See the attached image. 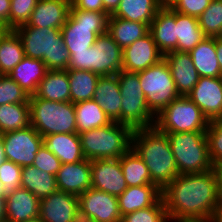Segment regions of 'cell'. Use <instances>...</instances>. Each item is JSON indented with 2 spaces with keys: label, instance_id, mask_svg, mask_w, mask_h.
<instances>
[{
  "label": "cell",
  "instance_id": "cell-48",
  "mask_svg": "<svg viewBox=\"0 0 222 222\" xmlns=\"http://www.w3.org/2000/svg\"><path fill=\"white\" fill-rule=\"evenodd\" d=\"M172 222H214V221L212 216H194V217L177 218Z\"/></svg>",
  "mask_w": 222,
  "mask_h": 222
},
{
  "label": "cell",
  "instance_id": "cell-30",
  "mask_svg": "<svg viewBox=\"0 0 222 222\" xmlns=\"http://www.w3.org/2000/svg\"><path fill=\"white\" fill-rule=\"evenodd\" d=\"M150 32L149 25L109 15L107 33L120 48L131 45Z\"/></svg>",
  "mask_w": 222,
  "mask_h": 222
},
{
  "label": "cell",
  "instance_id": "cell-22",
  "mask_svg": "<svg viewBox=\"0 0 222 222\" xmlns=\"http://www.w3.org/2000/svg\"><path fill=\"white\" fill-rule=\"evenodd\" d=\"M40 199L29 190L20 187L6 196L7 222H26L39 217Z\"/></svg>",
  "mask_w": 222,
  "mask_h": 222
},
{
  "label": "cell",
  "instance_id": "cell-34",
  "mask_svg": "<svg viewBox=\"0 0 222 222\" xmlns=\"http://www.w3.org/2000/svg\"><path fill=\"white\" fill-rule=\"evenodd\" d=\"M70 84V101L75 104L91 100L100 76L92 71L67 70Z\"/></svg>",
  "mask_w": 222,
  "mask_h": 222
},
{
  "label": "cell",
  "instance_id": "cell-13",
  "mask_svg": "<svg viewBox=\"0 0 222 222\" xmlns=\"http://www.w3.org/2000/svg\"><path fill=\"white\" fill-rule=\"evenodd\" d=\"M78 202L84 222H122L117 196L91 187L78 196Z\"/></svg>",
  "mask_w": 222,
  "mask_h": 222
},
{
  "label": "cell",
  "instance_id": "cell-60",
  "mask_svg": "<svg viewBox=\"0 0 222 222\" xmlns=\"http://www.w3.org/2000/svg\"><path fill=\"white\" fill-rule=\"evenodd\" d=\"M74 222H84V221L80 218V219H78V220H76Z\"/></svg>",
  "mask_w": 222,
  "mask_h": 222
},
{
  "label": "cell",
  "instance_id": "cell-15",
  "mask_svg": "<svg viewBox=\"0 0 222 222\" xmlns=\"http://www.w3.org/2000/svg\"><path fill=\"white\" fill-rule=\"evenodd\" d=\"M91 187L120 196L128 188L120 158L91 160Z\"/></svg>",
  "mask_w": 222,
  "mask_h": 222
},
{
  "label": "cell",
  "instance_id": "cell-32",
  "mask_svg": "<svg viewBox=\"0 0 222 222\" xmlns=\"http://www.w3.org/2000/svg\"><path fill=\"white\" fill-rule=\"evenodd\" d=\"M74 107L77 134L112 123L107 114L93 99L75 103Z\"/></svg>",
  "mask_w": 222,
  "mask_h": 222
},
{
  "label": "cell",
  "instance_id": "cell-56",
  "mask_svg": "<svg viewBox=\"0 0 222 222\" xmlns=\"http://www.w3.org/2000/svg\"><path fill=\"white\" fill-rule=\"evenodd\" d=\"M8 31L3 23L0 22V37Z\"/></svg>",
  "mask_w": 222,
  "mask_h": 222
},
{
  "label": "cell",
  "instance_id": "cell-9",
  "mask_svg": "<svg viewBox=\"0 0 222 222\" xmlns=\"http://www.w3.org/2000/svg\"><path fill=\"white\" fill-rule=\"evenodd\" d=\"M121 103V124L133 130L154 126L155 115L146 104L138 73L121 70L117 74Z\"/></svg>",
  "mask_w": 222,
  "mask_h": 222
},
{
  "label": "cell",
  "instance_id": "cell-39",
  "mask_svg": "<svg viewBox=\"0 0 222 222\" xmlns=\"http://www.w3.org/2000/svg\"><path fill=\"white\" fill-rule=\"evenodd\" d=\"M122 222H171L162 197L153 205L122 217Z\"/></svg>",
  "mask_w": 222,
  "mask_h": 222
},
{
  "label": "cell",
  "instance_id": "cell-21",
  "mask_svg": "<svg viewBox=\"0 0 222 222\" xmlns=\"http://www.w3.org/2000/svg\"><path fill=\"white\" fill-rule=\"evenodd\" d=\"M150 33L159 51L165 55L177 51L176 11L162 7L149 26Z\"/></svg>",
  "mask_w": 222,
  "mask_h": 222
},
{
  "label": "cell",
  "instance_id": "cell-41",
  "mask_svg": "<svg viewBox=\"0 0 222 222\" xmlns=\"http://www.w3.org/2000/svg\"><path fill=\"white\" fill-rule=\"evenodd\" d=\"M28 95L11 77L0 74V105L29 103Z\"/></svg>",
  "mask_w": 222,
  "mask_h": 222
},
{
  "label": "cell",
  "instance_id": "cell-38",
  "mask_svg": "<svg viewBox=\"0 0 222 222\" xmlns=\"http://www.w3.org/2000/svg\"><path fill=\"white\" fill-rule=\"evenodd\" d=\"M197 19L206 37H217L222 28V0H211Z\"/></svg>",
  "mask_w": 222,
  "mask_h": 222
},
{
  "label": "cell",
  "instance_id": "cell-28",
  "mask_svg": "<svg viewBox=\"0 0 222 222\" xmlns=\"http://www.w3.org/2000/svg\"><path fill=\"white\" fill-rule=\"evenodd\" d=\"M189 53L200 77H222L215 50V37H206Z\"/></svg>",
  "mask_w": 222,
  "mask_h": 222
},
{
  "label": "cell",
  "instance_id": "cell-7",
  "mask_svg": "<svg viewBox=\"0 0 222 222\" xmlns=\"http://www.w3.org/2000/svg\"><path fill=\"white\" fill-rule=\"evenodd\" d=\"M169 138L179 174H199L213 170L206 132L165 133Z\"/></svg>",
  "mask_w": 222,
  "mask_h": 222
},
{
  "label": "cell",
  "instance_id": "cell-50",
  "mask_svg": "<svg viewBox=\"0 0 222 222\" xmlns=\"http://www.w3.org/2000/svg\"><path fill=\"white\" fill-rule=\"evenodd\" d=\"M215 50L222 74V40L215 37Z\"/></svg>",
  "mask_w": 222,
  "mask_h": 222
},
{
  "label": "cell",
  "instance_id": "cell-46",
  "mask_svg": "<svg viewBox=\"0 0 222 222\" xmlns=\"http://www.w3.org/2000/svg\"><path fill=\"white\" fill-rule=\"evenodd\" d=\"M83 11L107 12L102 0H71V7Z\"/></svg>",
  "mask_w": 222,
  "mask_h": 222
},
{
  "label": "cell",
  "instance_id": "cell-42",
  "mask_svg": "<svg viewBox=\"0 0 222 222\" xmlns=\"http://www.w3.org/2000/svg\"><path fill=\"white\" fill-rule=\"evenodd\" d=\"M37 1L38 0H11L9 30H14L29 21Z\"/></svg>",
  "mask_w": 222,
  "mask_h": 222
},
{
  "label": "cell",
  "instance_id": "cell-11",
  "mask_svg": "<svg viewBox=\"0 0 222 222\" xmlns=\"http://www.w3.org/2000/svg\"><path fill=\"white\" fill-rule=\"evenodd\" d=\"M137 73L147 107L155 116L173 100L180 97L170 69L164 59L156 65Z\"/></svg>",
  "mask_w": 222,
  "mask_h": 222
},
{
  "label": "cell",
  "instance_id": "cell-31",
  "mask_svg": "<svg viewBox=\"0 0 222 222\" xmlns=\"http://www.w3.org/2000/svg\"><path fill=\"white\" fill-rule=\"evenodd\" d=\"M21 187L42 199L56 192V176L31 166L22 167Z\"/></svg>",
  "mask_w": 222,
  "mask_h": 222
},
{
  "label": "cell",
  "instance_id": "cell-4",
  "mask_svg": "<svg viewBox=\"0 0 222 222\" xmlns=\"http://www.w3.org/2000/svg\"><path fill=\"white\" fill-rule=\"evenodd\" d=\"M134 130L124 124H111L79 133L82 153L87 160L117 159L132 148Z\"/></svg>",
  "mask_w": 222,
  "mask_h": 222
},
{
  "label": "cell",
  "instance_id": "cell-35",
  "mask_svg": "<svg viewBox=\"0 0 222 222\" xmlns=\"http://www.w3.org/2000/svg\"><path fill=\"white\" fill-rule=\"evenodd\" d=\"M25 57L22 42L13 30L0 37V74L8 75Z\"/></svg>",
  "mask_w": 222,
  "mask_h": 222
},
{
  "label": "cell",
  "instance_id": "cell-40",
  "mask_svg": "<svg viewBox=\"0 0 222 222\" xmlns=\"http://www.w3.org/2000/svg\"><path fill=\"white\" fill-rule=\"evenodd\" d=\"M209 157L214 168L222 165V118L209 121L206 130Z\"/></svg>",
  "mask_w": 222,
  "mask_h": 222
},
{
  "label": "cell",
  "instance_id": "cell-17",
  "mask_svg": "<svg viewBox=\"0 0 222 222\" xmlns=\"http://www.w3.org/2000/svg\"><path fill=\"white\" fill-rule=\"evenodd\" d=\"M164 58L151 33L136 40L123 49L122 70L140 72L156 65Z\"/></svg>",
  "mask_w": 222,
  "mask_h": 222
},
{
  "label": "cell",
  "instance_id": "cell-33",
  "mask_svg": "<svg viewBox=\"0 0 222 222\" xmlns=\"http://www.w3.org/2000/svg\"><path fill=\"white\" fill-rule=\"evenodd\" d=\"M177 51L190 52L206 38L197 17L176 12Z\"/></svg>",
  "mask_w": 222,
  "mask_h": 222
},
{
  "label": "cell",
  "instance_id": "cell-55",
  "mask_svg": "<svg viewBox=\"0 0 222 222\" xmlns=\"http://www.w3.org/2000/svg\"><path fill=\"white\" fill-rule=\"evenodd\" d=\"M176 0H158L162 7H171Z\"/></svg>",
  "mask_w": 222,
  "mask_h": 222
},
{
  "label": "cell",
  "instance_id": "cell-53",
  "mask_svg": "<svg viewBox=\"0 0 222 222\" xmlns=\"http://www.w3.org/2000/svg\"><path fill=\"white\" fill-rule=\"evenodd\" d=\"M219 179V198L222 201V165L215 168Z\"/></svg>",
  "mask_w": 222,
  "mask_h": 222
},
{
  "label": "cell",
  "instance_id": "cell-1",
  "mask_svg": "<svg viewBox=\"0 0 222 222\" xmlns=\"http://www.w3.org/2000/svg\"><path fill=\"white\" fill-rule=\"evenodd\" d=\"M170 221L182 217L212 216L220 203L215 168L199 174H179L162 191Z\"/></svg>",
  "mask_w": 222,
  "mask_h": 222
},
{
  "label": "cell",
  "instance_id": "cell-5",
  "mask_svg": "<svg viewBox=\"0 0 222 222\" xmlns=\"http://www.w3.org/2000/svg\"><path fill=\"white\" fill-rule=\"evenodd\" d=\"M108 12L83 11L70 8L69 16L61 27L64 45L69 54L88 50L99 35L107 32Z\"/></svg>",
  "mask_w": 222,
  "mask_h": 222
},
{
  "label": "cell",
  "instance_id": "cell-58",
  "mask_svg": "<svg viewBox=\"0 0 222 222\" xmlns=\"http://www.w3.org/2000/svg\"><path fill=\"white\" fill-rule=\"evenodd\" d=\"M26 222H43L39 217L35 218V219H31V220H28Z\"/></svg>",
  "mask_w": 222,
  "mask_h": 222
},
{
  "label": "cell",
  "instance_id": "cell-59",
  "mask_svg": "<svg viewBox=\"0 0 222 222\" xmlns=\"http://www.w3.org/2000/svg\"><path fill=\"white\" fill-rule=\"evenodd\" d=\"M216 38L222 40V28H221L220 33L217 35Z\"/></svg>",
  "mask_w": 222,
  "mask_h": 222
},
{
  "label": "cell",
  "instance_id": "cell-19",
  "mask_svg": "<svg viewBox=\"0 0 222 222\" xmlns=\"http://www.w3.org/2000/svg\"><path fill=\"white\" fill-rule=\"evenodd\" d=\"M56 184L59 191L80 196L91 188V161L61 164L56 174Z\"/></svg>",
  "mask_w": 222,
  "mask_h": 222
},
{
  "label": "cell",
  "instance_id": "cell-6",
  "mask_svg": "<svg viewBox=\"0 0 222 222\" xmlns=\"http://www.w3.org/2000/svg\"><path fill=\"white\" fill-rule=\"evenodd\" d=\"M123 49L106 32L88 50L70 55L68 70L92 71L99 76L116 75L122 70Z\"/></svg>",
  "mask_w": 222,
  "mask_h": 222
},
{
  "label": "cell",
  "instance_id": "cell-52",
  "mask_svg": "<svg viewBox=\"0 0 222 222\" xmlns=\"http://www.w3.org/2000/svg\"><path fill=\"white\" fill-rule=\"evenodd\" d=\"M212 217L214 222H222V201H220L217 208L214 210Z\"/></svg>",
  "mask_w": 222,
  "mask_h": 222
},
{
  "label": "cell",
  "instance_id": "cell-45",
  "mask_svg": "<svg viewBox=\"0 0 222 222\" xmlns=\"http://www.w3.org/2000/svg\"><path fill=\"white\" fill-rule=\"evenodd\" d=\"M211 0H176L171 8L181 14L199 17Z\"/></svg>",
  "mask_w": 222,
  "mask_h": 222
},
{
  "label": "cell",
  "instance_id": "cell-3",
  "mask_svg": "<svg viewBox=\"0 0 222 222\" xmlns=\"http://www.w3.org/2000/svg\"><path fill=\"white\" fill-rule=\"evenodd\" d=\"M13 31L20 38L26 57L42 60L47 70H68L70 54L64 45L61 29L24 24Z\"/></svg>",
  "mask_w": 222,
  "mask_h": 222
},
{
  "label": "cell",
  "instance_id": "cell-29",
  "mask_svg": "<svg viewBox=\"0 0 222 222\" xmlns=\"http://www.w3.org/2000/svg\"><path fill=\"white\" fill-rule=\"evenodd\" d=\"M161 8L158 0H121L111 16L150 26Z\"/></svg>",
  "mask_w": 222,
  "mask_h": 222
},
{
  "label": "cell",
  "instance_id": "cell-36",
  "mask_svg": "<svg viewBox=\"0 0 222 222\" xmlns=\"http://www.w3.org/2000/svg\"><path fill=\"white\" fill-rule=\"evenodd\" d=\"M29 103L0 105V134L30 126Z\"/></svg>",
  "mask_w": 222,
  "mask_h": 222
},
{
  "label": "cell",
  "instance_id": "cell-2",
  "mask_svg": "<svg viewBox=\"0 0 222 222\" xmlns=\"http://www.w3.org/2000/svg\"><path fill=\"white\" fill-rule=\"evenodd\" d=\"M132 149L144 161L152 183L161 191L179 175L167 134L154 126L134 130Z\"/></svg>",
  "mask_w": 222,
  "mask_h": 222
},
{
  "label": "cell",
  "instance_id": "cell-20",
  "mask_svg": "<svg viewBox=\"0 0 222 222\" xmlns=\"http://www.w3.org/2000/svg\"><path fill=\"white\" fill-rule=\"evenodd\" d=\"M70 7L71 0H38L26 25L61 29L67 21Z\"/></svg>",
  "mask_w": 222,
  "mask_h": 222
},
{
  "label": "cell",
  "instance_id": "cell-44",
  "mask_svg": "<svg viewBox=\"0 0 222 222\" xmlns=\"http://www.w3.org/2000/svg\"><path fill=\"white\" fill-rule=\"evenodd\" d=\"M61 164V161L53 153L49 152L43 144L36 153L33 162L34 167L54 176H56Z\"/></svg>",
  "mask_w": 222,
  "mask_h": 222
},
{
  "label": "cell",
  "instance_id": "cell-26",
  "mask_svg": "<svg viewBox=\"0 0 222 222\" xmlns=\"http://www.w3.org/2000/svg\"><path fill=\"white\" fill-rule=\"evenodd\" d=\"M30 98L70 102V84L67 70H47L38 85L36 93Z\"/></svg>",
  "mask_w": 222,
  "mask_h": 222
},
{
  "label": "cell",
  "instance_id": "cell-49",
  "mask_svg": "<svg viewBox=\"0 0 222 222\" xmlns=\"http://www.w3.org/2000/svg\"><path fill=\"white\" fill-rule=\"evenodd\" d=\"M104 9L111 15L119 5L121 0H102Z\"/></svg>",
  "mask_w": 222,
  "mask_h": 222
},
{
  "label": "cell",
  "instance_id": "cell-16",
  "mask_svg": "<svg viewBox=\"0 0 222 222\" xmlns=\"http://www.w3.org/2000/svg\"><path fill=\"white\" fill-rule=\"evenodd\" d=\"M39 218L43 222H74L80 219L78 196L57 190L40 199Z\"/></svg>",
  "mask_w": 222,
  "mask_h": 222
},
{
  "label": "cell",
  "instance_id": "cell-57",
  "mask_svg": "<svg viewBox=\"0 0 222 222\" xmlns=\"http://www.w3.org/2000/svg\"><path fill=\"white\" fill-rule=\"evenodd\" d=\"M0 196H6L4 192V185L2 184L1 181H0Z\"/></svg>",
  "mask_w": 222,
  "mask_h": 222
},
{
  "label": "cell",
  "instance_id": "cell-18",
  "mask_svg": "<svg viewBox=\"0 0 222 222\" xmlns=\"http://www.w3.org/2000/svg\"><path fill=\"white\" fill-rule=\"evenodd\" d=\"M170 69L180 96H187L199 81V74L194 67L189 52L171 51L163 58Z\"/></svg>",
  "mask_w": 222,
  "mask_h": 222
},
{
  "label": "cell",
  "instance_id": "cell-51",
  "mask_svg": "<svg viewBox=\"0 0 222 222\" xmlns=\"http://www.w3.org/2000/svg\"><path fill=\"white\" fill-rule=\"evenodd\" d=\"M5 209H6V196H0V222L6 221Z\"/></svg>",
  "mask_w": 222,
  "mask_h": 222
},
{
  "label": "cell",
  "instance_id": "cell-14",
  "mask_svg": "<svg viewBox=\"0 0 222 222\" xmlns=\"http://www.w3.org/2000/svg\"><path fill=\"white\" fill-rule=\"evenodd\" d=\"M187 97L209 121L222 118V77H200Z\"/></svg>",
  "mask_w": 222,
  "mask_h": 222
},
{
  "label": "cell",
  "instance_id": "cell-24",
  "mask_svg": "<svg viewBox=\"0 0 222 222\" xmlns=\"http://www.w3.org/2000/svg\"><path fill=\"white\" fill-rule=\"evenodd\" d=\"M44 147L53 153L62 164L84 160L81 141L77 133L51 134L43 137Z\"/></svg>",
  "mask_w": 222,
  "mask_h": 222
},
{
  "label": "cell",
  "instance_id": "cell-43",
  "mask_svg": "<svg viewBox=\"0 0 222 222\" xmlns=\"http://www.w3.org/2000/svg\"><path fill=\"white\" fill-rule=\"evenodd\" d=\"M21 171L22 167L12 161L4 160L0 164V181L6 196L21 187Z\"/></svg>",
  "mask_w": 222,
  "mask_h": 222
},
{
  "label": "cell",
  "instance_id": "cell-10",
  "mask_svg": "<svg viewBox=\"0 0 222 222\" xmlns=\"http://www.w3.org/2000/svg\"><path fill=\"white\" fill-rule=\"evenodd\" d=\"M209 120L187 96H180L156 116L154 127L162 133L206 132Z\"/></svg>",
  "mask_w": 222,
  "mask_h": 222
},
{
  "label": "cell",
  "instance_id": "cell-47",
  "mask_svg": "<svg viewBox=\"0 0 222 222\" xmlns=\"http://www.w3.org/2000/svg\"><path fill=\"white\" fill-rule=\"evenodd\" d=\"M11 8V0H0V22L9 30V13Z\"/></svg>",
  "mask_w": 222,
  "mask_h": 222
},
{
  "label": "cell",
  "instance_id": "cell-27",
  "mask_svg": "<svg viewBox=\"0 0 222 222\" xmlns=\"http://www.w3.org/2000/svg\"><path fill=\"white\" fill-rule=\"evenodd\" d=\"M47 68L39 59L24 57L8 74L28 95L36 93L40 81L44 78Z\"/></svg>",
  "mask_w": 222,
  "mask_h": 222
},
{
  "label": "cell",
  "instance_id": "cell-12",
  "mask_svg": "<svg viewBox=\"0 0 222 222\" xmlns=\"http://www.w3.org/2000/svg\"><path fill=\"white\" fill-rule=\"evenodd\" d=\"M5 160L25 167L33 165L36 153L43 144V137L32 127L1 134Z\"/></svg>",
  "mask_w": 222,
  "mask_h": 222
},
{
  "label": "cell",
  "instance_id": "cell-54",
  "mask_svg": "<svg viewBox=\"0 0 222 222\" xmlns=\"http://www.w3.org/2000/svg\"><path fill=\"white\" fill-rule=\"evenodd\" d=\"M5 160L3 140L0 134V164Z\"/></svg>",
  "mask_w": 222,
  "mask_h": 222
},
{
  "label": "cell",
  "instance_id": "cell-37",
  "mask_svg": "<svg viewBox=\"0 0 222 222\" xmlns=\"http://www.w3.org/2000/svg\"><path fill=\"white\" fill-rule=\"evenodd\" d=\"M120 164L128 187L153 184L147 166L132 148L123 154Z\"/></svg>",
  "mask_w": 222,
  "mask_h": 222
},
{
  "label": "cell",
  "instance_id": "cell-8",
  "mask_svg": "<svg viewBox=\"0 0 222 222\" xmlns=\"http://www.w3.org/2000/svg\"><path fill=\"white\" fill-rule=\"evenodd\" d=\"M30 124L42 136L77 133L74 104L29 98Z\"/></svg>",
  "mask_w": 222,
  "mask_h": 222
},
{
  "label": "cell",
  "instance_id": "cell-23",
  "mask_svg": "<svg viewBox=\"0 0 222 222\" xmlns=\"http://www.w3.org/2000/svg\"><path fill=\"white\" fill-rule=\"evenodd\" d=\"M92 99L97 102L112 122L121 124L122 95L117 74L100 76Z\"/></svg>",
  "mask_w": 222,
  "mask_h": 222
},
{
  "label": "cell",
  "instance_id": "cell-25",
  "mask_svg": "<svg viewBox=\"0 0 222 222\" xmlns=\"http://www.w3.org/2000/svg\"><path fill=\"white\" fill-rule=\"evenodd\" d=\"M161 190L155 184L130 186L118 196L121 216L153 206L161 198Z\"/></svg>",
  "mask_w": 222,
  "mask_h": 222
}]
</instances>
